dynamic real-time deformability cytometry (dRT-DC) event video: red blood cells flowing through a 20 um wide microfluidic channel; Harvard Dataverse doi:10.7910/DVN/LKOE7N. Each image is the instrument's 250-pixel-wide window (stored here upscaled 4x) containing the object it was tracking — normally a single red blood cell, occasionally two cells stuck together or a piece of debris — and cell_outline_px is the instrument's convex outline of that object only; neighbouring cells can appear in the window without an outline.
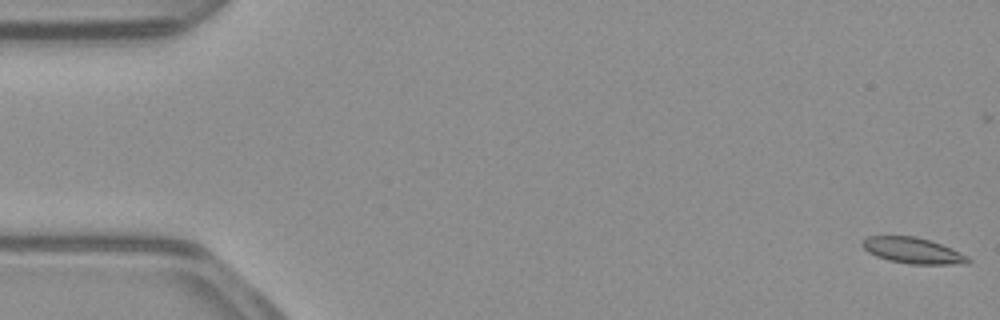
{"species": "common noctule bat (a hibernating species)", "species_latin": "Nyctalus noctula", "temperature_condition": "warm", "stored_images_in_passage": 53, "camera_frame_rate_fps": 3000, "um_per_image_px": 0.085, "animal": {"sex": "male", "body_mass_g": 23.1, "forearm_length_mm": 52.7}, "frame": {"image": 1, "passage_image": 1, "time_ms": 0.0, "image_size_px": [1000, 320], "cell_outline_px": [[972, 260], [968, 264], [908, 264], [888, 260], [876, 256], [868, 252], [860, 244], [860, 240], [868, 236], [916, 236], [952, 248], [968, 256]], "centroid_in_image_um": [77.58, 21.3], "position_along_channel_um": 7.4, "area_um2": 16.13}}
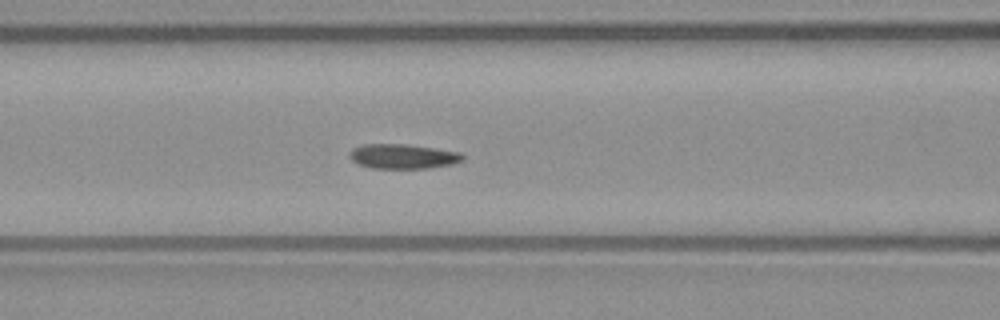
{"frame": {"image": 2, "passage_image": 22, "time_ms": 7.0, "image_size_px": [1000, 320], "cell_outline_px": [[464, 160], [452, 164], [428, 168], [372, 168], [360, 164], [352, 160], [348, 156], [348, 152], [352, 148], [360, 144], [408, 144], [460, 152], [464, 156]], "centroid_in_image_um": [34.22, 13.28], "position_along_channel_um": 132.4, "area_um2": 16.36}}
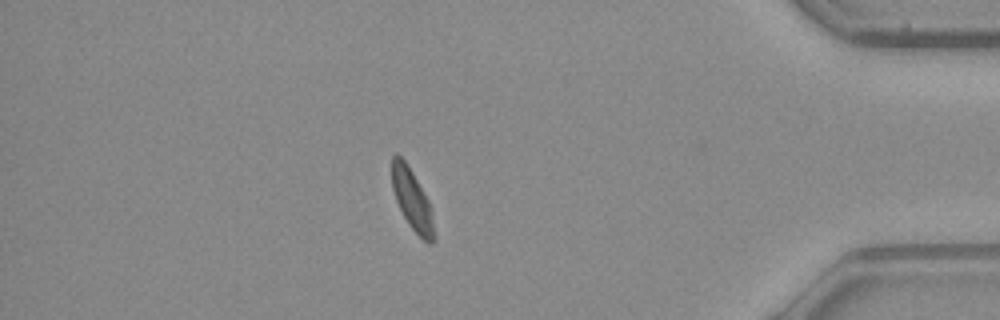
{"frame": {"image": 3, "passage_image": 46, "time_ms": 15.0, "image_size_px": [1000, 320], "cell_outline_px": [[436, 236], [432, 244], [428, 244], [408, 224], [396, 200], [392, 188], [392, 156], [396, 152], [404, 160], [412, 172], [428, 200]], "centroid_in_image_um": [35.02, 16.99], "position_along_channel_um": 400.2, "area_um2": 14.62}, "authors_computed_cell_mechanics": {"area_um2": 16.2996, "velocity_mm_per_s": 3.9017, "shape_relaxation_time_tau1_ms": 7.8125, "shape_relaxation_time_tau2_ms": 1.7459, "deformation_change_tau1": 0.1406, "deformation_change_tau2": 0.0571}}